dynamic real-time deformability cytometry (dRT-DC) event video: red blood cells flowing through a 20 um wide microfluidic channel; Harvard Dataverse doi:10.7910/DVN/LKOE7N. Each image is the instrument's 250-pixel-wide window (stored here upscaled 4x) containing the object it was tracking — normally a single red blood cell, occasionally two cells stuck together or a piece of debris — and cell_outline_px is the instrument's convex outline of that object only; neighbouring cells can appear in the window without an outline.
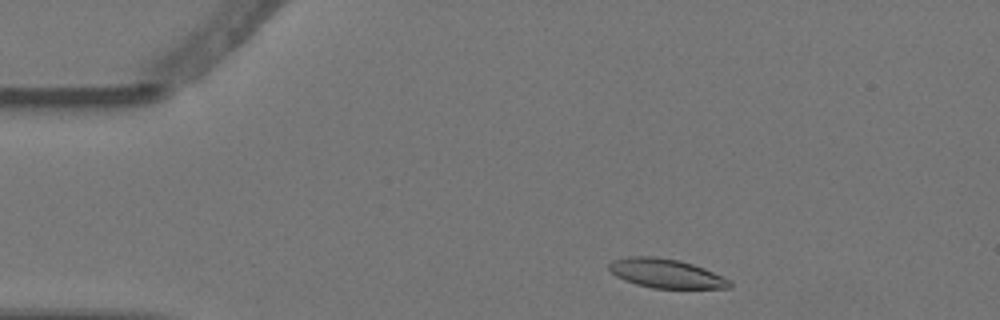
{"species": "Egyptian fruit bat (a non-hibernating species)", "species_latin": "Rousettus aegyptiacus", "temperature_condition": "warm", "stored_images_in_passage": 3, "camera_frame_rate_fps": 3000, "um_per_image_px": 0.085, "animal": {"sex": "female"}, "frame": {"image": 1, "passage_image": 1, "time_ms": 0.0, "image_size_px": [1000, 320], "cell_outline_px": [[732, 288], [652, 288], [636, 284], [624, 280], [616, 276], [608, 268], [608, 264], [612, 260], [628, 256], [652, 256], [680, 260], [704, 268], [732, 280]], "centroid_in_image_um": [56.62, 23.24], "position_along_channel_um": 28.4, "area_um2": 20.58}}
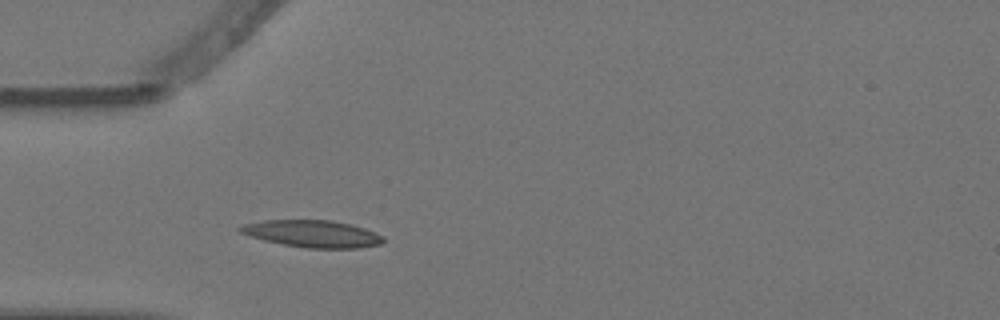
{"frame": {"image": 2, "passage_image": 3, "time_ms": 0.667, "image_size_px": [1000, 320], "cell_outline_px": [[384, 240], [380, 244], [360, 248], [308, 248], [284, 244], [264, 240], [248, 236], [240, 232], [236, 228], [244, 224], [264, 220], [332, 220], [352, 224], [364, 228], [384, 236]], "centroid_in_image_um": [26.56, 19.86], "position_along_channel_um": 58.4, "area_um2": 22.6}}